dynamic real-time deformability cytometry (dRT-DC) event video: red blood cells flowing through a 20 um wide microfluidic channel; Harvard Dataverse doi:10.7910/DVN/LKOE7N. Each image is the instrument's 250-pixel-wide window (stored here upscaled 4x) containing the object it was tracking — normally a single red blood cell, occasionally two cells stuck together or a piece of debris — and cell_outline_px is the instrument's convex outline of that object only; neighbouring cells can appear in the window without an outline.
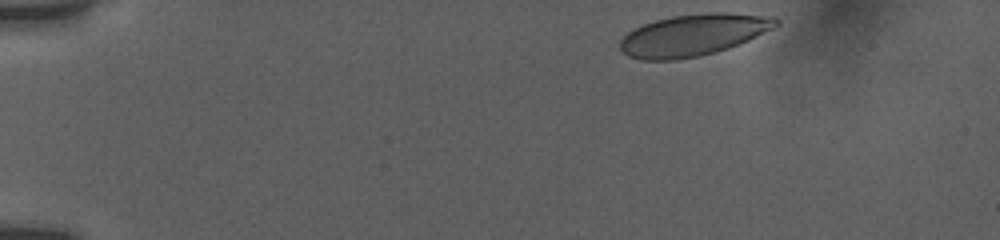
{"species": "human", "species_latin": "Homo sapiens", "temperature_condition": "room temperature", "stored_images_in_passage": 41, "camera_frame_rate_fps": 3000, "um_per_image_px": 0.085, "donor": {"sex": "female"}, "frame": {"image": 1, "passage_image": 1, "time_ms": 0.0, "image_size_px": [1000, 240], "cell_outline_px": [[780, 24], [748, 40], [728, 48], [696, 56], [676, 60], [640, 60], [628, 56], [620, 48], [620, 40], [628, 32], [644, 24], [656, 20], [672, 16], [708, 12], [728, 12], [776, 16], [780, 20]], "centroid_in_image_um": [58.95, 2.95], "position_along_channel_um": 26.0, "area_um2": 37.74}}
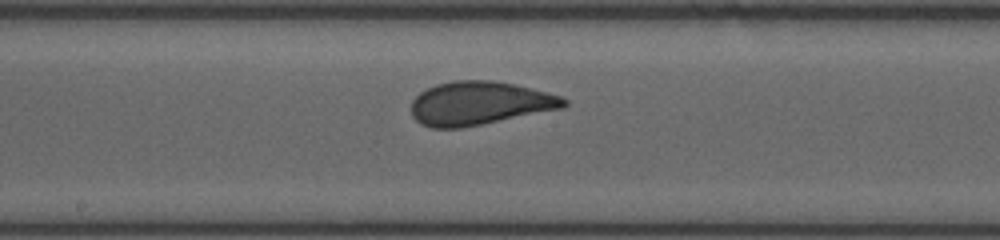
{"frame": {"image": 2, "passage_image": 23, "time_ms": 7.333, "image_size_px": [1000, 240], "cell_outline_px": [[568, 104], [564, 108], [460, 128], [432, 128], [420, 124], [412, 116], [412, 100], [420, 92], [436, 84], [452, 80], [492, 80], [516, 84], [564, 96], [568, 100]], "centroid_in_image_um": [40.79, 8.77], "position_along_channel_um": 207.4, "area_um2": 38.9}}
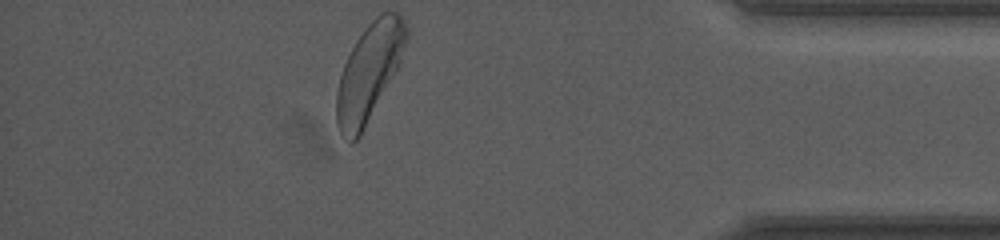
{"frame": {"image": 3, "passage_image": 41, "time_ms": 13.333, "image_size_px": [1000, 240], "cell_outline_px": [[408, 36], [400, 60], [392, 76], [360, 136], [352, 144], [348, 144], [340, 132], [336, 124], [336, 92], [340, 76], [344, 64], [356, 40], [368, 24], [380, 12], [400, 12], [408, 28]], "centroid_in_image_um": [31.35, 6.14], "position_along_channel_um": 403.9, "area_um2": 38.96}, "authors_computed_cell_mechanics": {"area_um2": 38.2636, "velocity_mm_per_s": 3.8074, "shape_relaxation_time_tau1_ms": 3.5565, "shape_relaxation_time_tau2_ms": null, "deformation_change_tau1": 0.1381, "deformation_change_tau2": null}}